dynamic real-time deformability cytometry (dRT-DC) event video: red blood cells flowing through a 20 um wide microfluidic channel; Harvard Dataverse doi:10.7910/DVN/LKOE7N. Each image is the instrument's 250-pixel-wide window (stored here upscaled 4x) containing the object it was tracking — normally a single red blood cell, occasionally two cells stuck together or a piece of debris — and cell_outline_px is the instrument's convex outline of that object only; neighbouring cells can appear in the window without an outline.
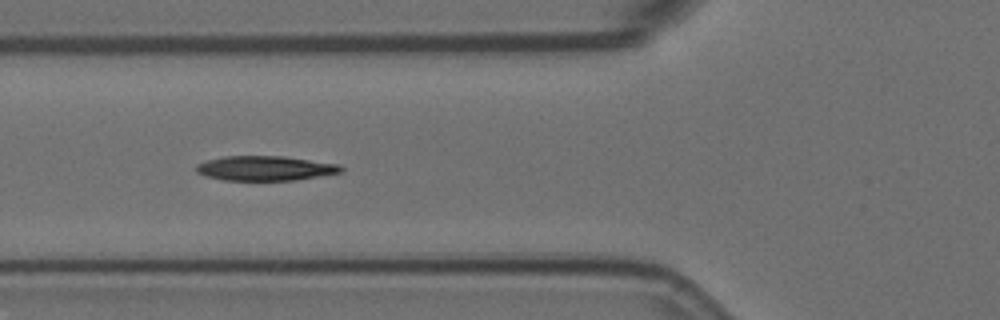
{"species": "Egyptian fruit bat (a non-hibernating species)", "species_latin": "Rousettus aegyptiacus", "temperature_condition": "room temperature", "stored_images_in_passage": 8, "camera_frame_rate_fps": 3000, "um_per_image_px": 0.085, "animal": {"sex": "female"}, "frame": {"image": 1, "passage_image": 6, "time_ms": 1.667, "image_size_px": [1000, 320], "cell_outline_px": [[344, 172], [296, 180], [224, 180], [204, 176], [196, 172], [196, 164], [208, 160], [224, 156], [284, 156], [340, 164], [344, 168]], "centroid_in_image_um": [22.57, 14.3], "position_along_channel_um": 103.2, "area_um2": 20.98}}
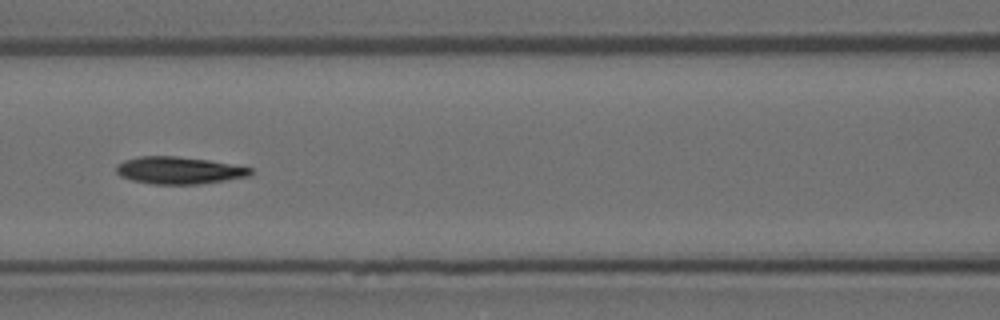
{"frame": {"image": 2, "passage_image": 7, "time_ms": 2.0, "image_size_px": [1000, 320], "cell_outline_px": [[252, 172], [248, 176], [224, 180], [196, 184], [152, 184], [132, 180], [120, 176], [116, 172], [116, 164], [124, 160], [140, 156], [176, 156], [208, 160], [252, 168]], "centroid_in_image_um": [15.15, 14.47], "position_along_channel_um": 151.5, "area_um2": 21.1}}
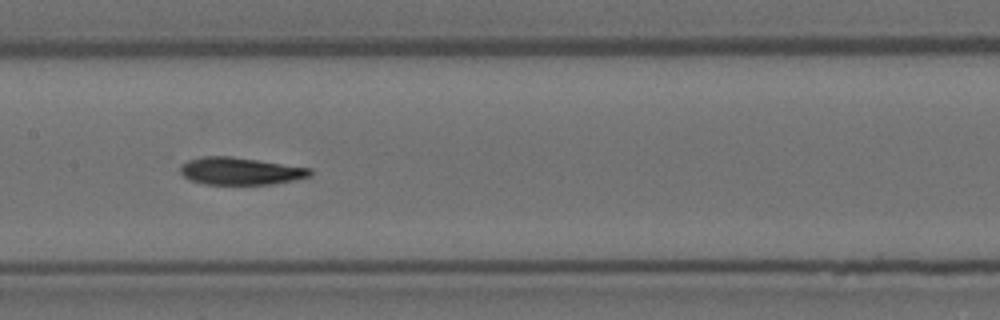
{"frame": {"image": 3, "passage_image": 8, "time_ms": 2.333, "image_size_px": [1000, 320], "cell_outline_px": [[312, 176], [296, 180], [272, 184], [204, 184], [188, 180], [180, 172], [180, 168], [188, 160], [200, 156], [232, 156], [312, 168]], "centroid_in_image_um": [20.45, 14.54], "position_along_channel_um": 186.9, "area_um2": 20.87}}